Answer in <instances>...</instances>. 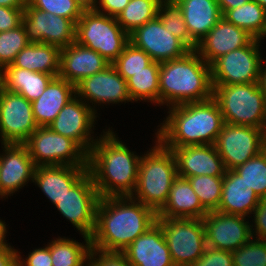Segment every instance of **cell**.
Instances as JSON below:
<instances>
[{
    "label": "cell",
    "mask_w": 266,
    "mask_h": 266,
    "mask_svg": "<svg viewBox=\"0 0 266 266\" xmlns=\"http://www.w3.org/2000/svg\"><path fill=\"white\" fill-rule=\"evenodd\" d=\"M157 213L131 196L100 198L95 230L90 237L92 249L120 252L152 227Z\"/></svg>",
    "instance_id": "obj_1"
},
{
    "label": "cell",
    "mask_w": 266,
    "mask_h": 266,
    "mask_svg": "<svg viewBox=\"0 0 266 266\" xmlns=\"http://www.w3.org/2000/svg\"><path fill=\"white\" fill-rule=\"evenodd\" d=\"M102 132L88 154V171L97 192L100 198L131 196L141 155L131 151L110 127Z\"/></svg>",
    "instance_id": "obj_2"
},
{
    "label": "cell",
    "mask_w": 266,
    "mask_h": 266,
    "mask_svg": "<svg viewBox=\"0 0 266 266\" xmlns=\"http://www.w3.org/2000/svg\"><path fill=\"white\" fill-rule=\"evenodd\" d=\"M168 110L163 123L157 126L155 139L171 150L187 145L214 144L225 123L213 98L176 105Z\"/></svg>",
    "instance_id": "obj_3"
},
{
    "label": "cell",
    "mask_w": 266,
    "mask_h": 266,
    "mask_svg": "<svg viewBox=\"0 0 266 266\" xmlns=\"http://www.w3.org/2000/svg\"><path fill=\"white\" fill-rule=\"evenodd\" d=\"M213 97L210 65L196 52L160 63L159 105L207 101Z\"/></svg>",
    "instance_id": "obj_4"
},
{
    "label": "cell",
    "mask_w": 266,
    "mask_h": 266,
    "mask_svg": "<svg viewBox=\"0 0 266 266\" xmlns=\"http://www.w3.org/2000/svg\"><path fill=\"white\" fill-rule=\"evenodd\" d=\"M151 149L141 155L137 185L131 197L153 209L156 213L164 206L173 181L177 175V164L171 149L157 139Z\"/></svg>",
    "instance_id": "obj_5"
},
{
    "label": "cell",
    "mask_w": 266,
    "mask_h": 266,
    "mask_svg": "<svg viewBox=\"0 0 266 266\" xmlns=\"http://www.w3.org/2000/svg\"><path fill=\"white\" fill-rule=\"evenodd\" d=\"M225 123L252 126L266 132V101L258 82L213 85V97Z\"/></svg>",
    "instance_id": "obj_6"
},
{
    "label": "cell",
    "mask_w": 266,
    "mask_h": 266,
    "mask_svg": "<svg viewBox=\"0 0 266 266\" xmlns=\"http://www.w3.org/2000/svg\"><path fill=\"white\" fill-rule=\"evenodd\" d=\"M75 41L98 52L112 64L130 42L129 35L118 24L116 17L96 12H82L76 23Z\"/></svg>",
    "instance_id": "obj_7"
},
{
    "label": "cell",
    "mask_w": 266,
    "mask_h": 266,
    "mask_svg": "<svg viewBox=\"0 0 266 266\" xmlns=\"http://www.w3.org/2000/svg\"><path fill=\"white\" fill-rule=\"evenodd\" d=\"M35 166H88V154L72 139L38 127L24 143Z\"/></svg>",
    "instance_id": "obj_8"
},
{
    "label": "cell",
    "mask_w": 266,
    "mask_h": 266,
    "mask_svg": "<svg viewBox=\"0 0 266 266\" xmlns=\"http://www.w3.org/2000/svg\"><path fill=\"white\" fill-rule=\"evenodd\" d=\"M156 222L175 266H190L203 255L207 244L202 219L157 218Z\"/></svg>",
    "instance_id": "obj_9"
},
{
    "label": "cell",
    "mask_w": 266,
    "mask_h": 266,
    "mask_svg": "<svg viewBox=\"0 0 266 266\" xmlns=\"http://www.w3.org/2000/svg\"><path fill=\"white\" fill-rule=\"evenodd\" d=\"M99 200L100 195L92 175L87 171L55 204V207L81 235L91 237L95 230Z\"/></svg>",
    "instance_id": "obj_10"
},
{
    "label": "cell",
    "mask_w": 266,
    "mask_h": 266,
    "mask_svg": "<svg viewBox=\"0 0 266 266\" xmlns=\"http://www.w3.org/2000/svg\"><path fill=\"white\" fill-rule=\"evenodd\" d=\"M261 40L230 51L211 65L212 85L249 84L259 81L262 54Z\"/></svg>",
    "instance_id": "obj_11"
},
{
    "label": "cell",
    "mask_w": 266,
    "mask_h": 266,
    "mask_svg": "<svg viewBox=\"0 0 266 266\" xmlns=\"http://www.w3.org/2000/svg\"><path fill=\"white\" fill-rule=\"evenodd\" d=\"M226 170H234L266 148V132L252 126L224 123L214 143Z\"/></svg>",
    "instance_id": "obj_12"
},
{
    "label": "cell",
    "mask_w": 266,
    "mask_h": 266,
    "mask_svg": "<svg viewBox=\"0 0 266 266\" xmlns=\"http://www.w3.org/2000/svg\"><path fill=\"white\" fill-rule=\"evenodd\" d=\"M30 43H46L60 49L75 42L76 24L68 18L46 13L26 4L22 16Z\"/></svg>",
    "instance_id": "obj_13"
},
{
    "label": "cell",
    "mask_w": 266,
    "mask_h": 266,
    "mask_svg": "<svg viewBox=\"0 0 266 266\" xmlns=\"http://www.w3.org/2000/svg\"><path fill=\"white\" fill-rule=\"evenodd\" d=\"M97 117L99 116L92 108L76 95L61 109L48 127L52 131L74 140L89 154L98 139L93 131L96 127Z\"/></svg>",
    "instance_id": "obj_14"
},
{
    "label": "cell",
    "mask_w": 266,
    "mask_h": 266,
    "mask_svg": "<svg viewBox=\"0 0 266 266\" xmlns=\"http://www.w3.org/2000/svg\"><path fill=\"white\" fill-rule=\"evenodd\" d=\"M37 128L32 102L7 90L0 97L1 144H24Z\"/></svg>",
    "instance_id": "obj_15"
},
{
    "label": "cell",
    "mask_w": 266,
    "mask_h": 266,
    "mask_svg": "<svg viewBox=\"0 0 266 266\" xmlns=\"http://www.w3.org/2000/svg\"><path fill=\"white\" fill-rule=\"evenodd\" d=\"M76 95L90 106L97 115V104L98 107L102 104L104 107L105 104L133 103L128 94L127 81L112 64L103 71L84 78L78 83Z\"/></svg>",
    "instance_id": "obj_16"
},
{
    "label": "cell",
    "mask_w": 266,
    "mask_h": 266,
    "mask_svg": "<svg viewBox=\"0 0 266 266\" xmlns=\"http://www.w3.org/2000/svg\"><path fill=\"white\" fill-rule=\"evenodd\" d=\"M248 219L240 215L208 211L202 218L207 246L232 252L246 244L252 238Z\"/></svg>",
    "instance_id": "obj_17"
},
{
    "label": "cell",
    "mask_w": 266,
    "mask_h": 266,
    "mask_svg": "<svg viewBox=\"0 0 266 266\" xmlns=\"http://www.w3.org/2000/svg\"><path fill=\"white\" fill-rule=\"evenodd\" d=\"M129 41L144 50L153 61L160 63L182 57L190 51L172 32L166 30L158 16L132 32Z\"/></svg>",
    "instance_id": "obj_18"
},
{
    "label": "cell",
    "mask_w": 266,
    "mask_h": 266,
    "mask_svg": "<svg viewBox=\"0 0 266 266\" xmlns=\"http://www.w3.org/2000/svg\"><path fill=\"white\" fill-rule=\"evenodd\" d=\"M1 145L3 153L0 154V186L8 197L13 196L29 181L33 183L36 166L24 144Z\"/></svg>",
    "instance_id": "obj_19"
},
{
    "label": "cell",
    "mask_w": 266,
    "mask_h": 266,
    "mask_svg": "<svg viewBox=\"0 0 266 266\" xmlns=\"http://www.w3.org/2000/svg\"><path fill=\"white\" fill-rule=\"evenodd\" d=\"M254 39L247 31L222 17L197 43L196 52L211 65L216 59L249 45Z\"/></svg>",
    "instance_id": "obj_20"
},
{
    "label": "cell",
    "mask_w": 266,
    "mask_h": 266,
    "mask_svg": "<svg viewBox=\"0 0 266 266\" xmlns=\"http://www.w3.org/2000/svg\"><path fill=\"white\" fill-rule=\"evenodd\" d=\"M172 152L176 159L177 175L180 177L225 175L223 160L214 144L175 147Z\"/></svg>",
    "instance_id": "obj_21"
},
{
    "label": "cell",
    "mask_w": 266,
    "mask_h": 266,
    "mask_svg": "<svg viewBox=\"0 0 266 266\" xmlns=\"http://www.w3.org/2000/svg\"><path fill=\"white\" fill-rule=\"evenodd\" d=\"M122 254L132 266H175L157 222L137 237Z\"/></svg>",
    "instance_id": "obj_22"
},
{
    "label": "cell",
    "mask_w": 266,
    "mask_h": 266,
    "mask_svg": "<svg viewBox=\"0 0 266 266\" xmlns=\"http://www.w3.org/2000/svg\"><path fill=\"white\" fill-rule=\"evenodd\" d=\"M109 65L98 52L75 41L61 49L58 77L76 86L84 78L103 71Z\"/></svg>",
    "instance_id": "obj_23"
},
{
    "label": "cell",
    "mask_w": 266,
    "mask_h": 266,
    "mask_svg": "<svg viewBox=\"0 0 266 266\" xmlns=\"http://www.w3.org/2000/svg\"><path fill=\"white\" fill-rule=\"evenodd\" d=\"M259 203L260 198L243 178L234 170H226L221 200L216 211L250 218Z\"/></svg>",
    "instance_id": "obj_24"
},
{
    "label": "cell",
    "mask_w": 266,
    "mask_h": 266,
    "mask_svg": "<svg viewBox=\"0 0 266 266\" xmlns=\"http://www.w3.org/2000/svg\"><path fill=\"white\" fill-rule=\"evenodd\" d=\"M88 171V166H37L33 183L55 205Z\"/></svg>",
    "instance_id": "obj_25"
},
{
    "label": "cell",
    "mask_w": 266,
    "mask_h": 266,
    "mask_svg": "<svg viewBox=\"0 0 266 266\" xmlns=\"http://www.w3.org/2000/svg\"><path fill=\"white\" fill-rule=\"evenodd\" d=\"M208 211L202 206L187 178L177 176L157 218L202 219Z\"/></svg>",
    "instance_id": "obj_26"
},
{
    "label": "cell",
    "mask_w": 266,
    "mask_h": 266,
    "mask_svg": "<svg viewBox=\"0 0 266 266\" xmlns=\"http://www.w3.org/2000/svg\"><path fill=\"white\" fill-rule=\"evenodd\" d=\"M75 96L76 86L60 77H54L42 95L32 102L33 116L38 127H47Z\"/></svg>",
    "instance_id": "obj_27"
},
{
    "label": "cell",
    "mask_w": 266,
    "mask_h": 266,
    "mask_svg": "<svg viewBox=\"0 0 266 266\" xmlns=\"http://www.w3.org/2000/svg\"><path fill=\"white\" fill-rule=\"evenodd\" d=\"M182 10V16L190 37L198 43L222 18L217 0H174Z\"/></svg>",
    "instance_id": "obj_28"
},
{
    "label": "cell",
    "mask_w": 266,
    "mask_h": 266,
    "mask_svg": "<svg viewBox=\"0 0 266 266\" xmlns=\"http://www.w3.org/2000/svg\"><path fill=\"white\" fill-rule=\"evenodd\" d=\"M61 49L46 43H29L12 63L29 71L51 74L58 77Z\"/></svg>",
    "instance_id": "obj_29"
},
{
    "label": "cell",
    "mask_w": 266,
    "mask_h": 266,
    "mask_svg": "<svg viewBox=\"0 0 266 266\" xmlns=\"http://www.w3.org/2000/svg\"><path fill=\"white\" fill-rule=\"evenodd\" d=\"M4 70L7 90L22 95L30 102L38 99L54 78L51 74L29 71L13 64L5 66Z\"/></svg>",
    "instance_id": "obj_30"
},
{
    "label": "cell",
    "mask_w": 266,
    "mask_h": 266,
    "mask_svg": "<svg viewBox=\"0 0 266 266\" xmlns=\"http://www.w3.org/2000/svg\"><path fill=\"white\" fill-rule=\"evenodd\" d=\"M84 243L60 237L50 241L52 266H87L92 249L90 237L82 235Z\"/></svg>",
    "instance_id": "obj_31"
},
{
    "label": "cell",
    "mask_w": 266,
    "mask_h": 266,
    "mask_svg": "<svg viewBox=\"0 0 266 266\" xmlns=\"http://www.w3.org/2000/svg\"><path fill=\"white\" fill-rule=\"evenodd\" d=\"M222 17L247 31L255 39L266 38V10L254 0L241 7L227 10Z\"/></svg>",
    "instance_id": "obj_32"
},
{
    "label": "cell",
    "mask_w": 266,
    "mask_h": 266,
    "mask_svg": "<svg viewBox=\"0 0 266 266\" xmlns=\"http://www.w3.org/2000/svg\"><path fill=\"white\" fill-rule=\"evenodd\" d=\"M160 62L152 61L144 70L127 80L128 94L132 102L145 101L159 104Z\"/></svg>",
    "instance_id": "obj_33"
},
{
    "label": "cell",
    "mask_w": 266,
    "mask_h": 266,
    "mask_svg": "<svg viewBox=\"0 0 266 266\" xmlns=\"http://www.w3.org/2000/svg\"><path fill=\"white\" fill-rule=\"evenodd\" d=\"M162 0H130L116 20L122 29L130 35L137 28L158 16Z\"/></svg>",
    "instance_id": "obj_34"
},
{
    "label": "cell",
    "mask_w": 266,
    "mask_h": 266,
    "mask_svg": "<svg viewBox=\"0 0 266 266\" xmlns=\"http://www.w3.org/2000/svg\"><path fill=\"white\" fill-rule=\"evenodd\" d=\"M158 17L166 30L172 32L189 50H196L197 43L190 37L182 16V10L174 0H162L160 2Z\"/></svg>",
    "instance_id": "obj_35"
},
{
    "label": "cell",
    "mask_w": 266,
    "mask_h": 266,
    "mask_svg": "<svg viewBox=\"0 0 266 266\" xmlns=\"http://www.w3.org/2000/svg\"><path fill=\"white\" fill-rule=\"evenodd\" d=\"M187 179L202 206L207 211H216L221 200L223 176L199 175Z\"/></svg>",
    "instance_id": "obj_36"
},
{
    "label": "cell",
    "mask_w": 266,
    "mask_h": 266,
    "mask_svg": "<svg viewBox=\"0 0 266 266\" xmlns=\"http://www.w3.org/2000/svg\"><path fill=\"white\" fill-rule=\"evenodd\" d=\"M234 171L240 175L258 197H266V148Z\"/></svg>",
    "instance_id": "obj_37"
},
{
    "label": "cell",
    "mask_w": 266,
    "mask_h": 266,
    "mask_svg": "<svg viewBox=\"0 0 266 266\" xmlns=\"http://www.w3.org/2000/svg\"><path fill=\"white\" fill-rule=\"evenodd\" d=\"M152 61L144 50L136 48L129 42L112 65L127 81L135 73L144 70V67H147Z\"/></svg>",
    "instance_id": "obj_38"
},
{
    "label": "cell",
    "mask_w": 266,
    "mask_h": 266,
    "mask_svg": "<svg viewBox=\"0 0 266 266\" xmlns=\"http://www.w3.org/2000/svg\"><path fill=\"white\" fill-rule=\"evenodd\" d=\"M29 43L23 24L15 29L0 32V67L12 64L16 55Z\"/></svg>",
    "instance_id": "obj_39"
},
{
    "label": "cell",
    "mask_w": 266,
    "mask_h": 266,
    "mask_svg": "<svg viewBox=\"0 0 266 266\" xmlns=\"http://www.w3.org/2000/svg\"><path fill=\"white\" fill-rule=\"evenodd\" d=\"M234 266H266V241L251 238L232 251Z\"/></svg>",
    "instance_id": "obj_40"
},
{
    "label": "cell",
    "mask_w": 266,
    "mask_h": 266,
    "mask_svg": "<svg viewBox=\"0 0 266 266\" xmlns=\"http://www.w3.org/2000/svg\"><path fill=\"white\" fill-rule=\"evenodd\" d=\"M27 4L43 12L71 19L75 24L84 11L73 0H27Z\"/></svg>",
    "instance_id": "obj_41"
},
{
    "label": "cell",
    "mask_w": 266,
    "mask_h": 266,
    "mask_svg": "<svg viewBox=\"0 0 266 266\" xmlns=\"http://www.w3.org/2000/svg\"><path fill=\"white\" fill-rule=\"evenodd\" d=\"M190 266H234L232 252L207 246L203 255Z\"/></svg>",
    "instance_id": "obj_42"
},
{
    "label": "cell",
    "mask_w": 266,
    "mask_h": 266,
    "mask_svg": "<svg viewBox=\"0 0 266 266\" xmlns=\"http://www.w3.org/2000/svg\"><path fill=\"white\" fill-rule=\"evenodd\" d=\"M87 266H132L120 252H102L91 249Z\"/></svg>",
    "instance_id": "obj_43"
},
{
    "label": "cell",
    "mask_w": 266,
    "mask_h": 266,
    "mask_svg": "<svg viewBox=\"0 0 266 266\" xmlns=\"http://www.w3.org/2000/svg\"><path fill=\"white\" fill-rule=\"evenodd\" d=\"M20 254L21 252L17 250V266H52L50 242L45 247L30 251L25 259Z\"/></svg>",
    "instance_id": "obj_44"
},
{
    "label": "cell",
    "mask_w": 266,
    "mask_h": 266,
    "mask_svg": "<svg viewBox=\"0 0 266 266\" xmlns=\"http://www.w3.org/2000/svg\"><path fill=\"white\" fill-rule=\"evenodd\" d=\"M251 234L252 238L266 241V197L260 199V203L252 212ZM255 236V237H254Z\"/></svg>",
    "instance_id": "obj_45"
},
{
    "label": "cell",
    "mask_w": 266,
    "mask_h": 266,
    "mask_svg": "<svg viewBox=\"0 0 266 266\" xmlns=\"http://www.w3.org/2000/svg\"><path fill=\"white\" fill-rule=\"evenodd\" d=\"M24 9L0 6V32L12 30L22 24Z\"/></svg>",
    "instance_id": "obj_46"
},
{
    "label": "cell",
    "mask_w": 266,
    "mask_h": 266,
    "mask_svg": "<svg viewBox=\"0 0 266 266\" xmlns=\"http://www.w3.org/2000/svg\"><path fill=\"white\" fill-rule=\"evenodd\" d=\"M129 1L130 0H96L93 9L98 13L117 17L128 5Z\"/></svg>",
    "instance_id": "obj_47"
},
{
    "label": "cell",
    "mask_w": 266,
    "mask_h": 266,
    "mask_svg": "<svg viewBox=\"0 0 266 266\" xmlns=\"http://www.w3.org/2000/svg\"><path fill=\"white\" fill-rule=\"evenodd\" d=\"M0 266H17V249L0 250Z\"/></svg>",
    "instance_id": "obj_48"
},
{
    "label": "cell",
    "mask_w": 266,
    "mask_h": 266,
    "mask_svg": "<svg viewBox=\"0 0 266 266\" xmlns=\"http://www.w3.org/2000/svg\"><path fill=\"white\" fill-rule=\"evenodd\" d=\"M250 0H217L222 15L230 9L238 8Z\"/></svg>",
    "instance_id": "obj_49"
},
{
    "label": "cell",
    "mask_w": 266,
    "mask_h": 266,
    "mask_svg": "<svg viewBox=\"0 0 266 266\" xmlns=\"http://www.w3.org/2000/svg\"><path fill=\"white\" fill-rule=\"evenodd\" d=\"M5 221H2L0 219V250L2 249H14L13 246L10 245V243H7L6 236H7V228Z\"/></svg>",
    "instance_id": "obj_50"
},
{
    "label": "cell",
    "mask_w": 266,
    "mask_h": 266,
    "mask_svg": "<svg viewBox=\"0 0 266 266\" xmlns=\"http://www.w3.org/2000/svg\"><path fill=\"white\" fill-rule=\"evenodd\" d=\"M266 62V59H265ZM264 62V58L262 59L261 67H260V74H259V87L264 95L266 101V63Z\"/></svg>",
    "instance_id": "obj_51"
},
{
    "label": "cell",
    "mask_w": 266,
    "mask_h": 266,
    "mask_svg": "<svg viewBox=\"0 0 266 266\" xmlns=\"http://www.w3.org/2000/svg\"><path fill=\"white\" fill-rule=\"evenodd\" d=\"M27 0H0V6L9 8L24 9L26 7Z\"/></svg>",
    "instance_id": "obj_52"
},
{
    "label": "cell",
    "mask_w": 266,
    "mask_h": 266,
    "mask_svg": "<svg viewBox=\"0 0 266 266\" xmlns=\"http://www.w3.org/2000/svg\"><path fill=\"white\" fill-rule=\"evenodd\" d=\"M7 91L6 74L4 67H0V97Z\"/></svg>",
    "instance_id": "obj_53"
},
{
    "label": "cell",
    "mask_w": 266,
    "mask_h": 266,
    "mask_svg": "<svg viewBox=\"0 0 266 266\" xmlns=\"http://www.w3.org/2000/svg\"><path fill=\"white\" fill-rule=\"evenodd\" d=\"M73 1L76 2L85 11L93 9L96 0H73Z\"/></svg>",
    "instance_id": "obj_54"
},
{
    "label": "cell",
    "mask_w": 266,
    "mask_h": 266,
    "mask_svg": "<svg viewBox=\"0 0 266 266\" xmlns=\"http://www.w3.org/2000/svg\"><path fill=\"white\" fill-rule=\"evenodd\" d=\"M266 10V0H254Z\"/></svg>",
    "instance_id": "obj_55"
},
{
    "label": "cell",
    "mask_w": 266,
    "mask_h": 266,
    "mask_svg": "<svg viewBox=\"0 0 266 266\" xmlns=\"http://www.w3.org/2000/svg\"><path fill=\"white\" fill-rule=\"evenodd\" d=\"M2 198H7L8 199V197L2 192L1 186H0V199H2Z\"/></svg>",
    "instance_id": "obj_56"
}]
</instances>
